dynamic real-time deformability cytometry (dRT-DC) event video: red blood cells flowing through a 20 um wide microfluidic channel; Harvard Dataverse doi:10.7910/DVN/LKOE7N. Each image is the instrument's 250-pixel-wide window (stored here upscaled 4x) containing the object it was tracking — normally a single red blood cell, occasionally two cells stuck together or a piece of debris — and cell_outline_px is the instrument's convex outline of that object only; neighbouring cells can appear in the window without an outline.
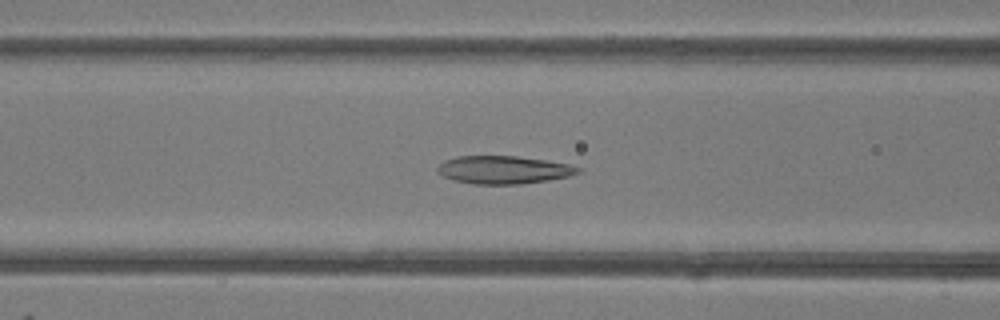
{"species": "common noctule bat (a hibernating species)", "species_latin": "Nyctalus noctula", "temperature_condition": "room temperature", "stored_images_in_passage": 48, "camera_frame_rate_fps": 3000, "um_per_image_px": 0.085, "animal": {"sex": "female"}, "frame": {"image": 1, "passage_image": 19, "time_ms": 6.0, "image_size_px": [1000, 320], "cell_outline_px": [[580, 172], [568, 176], [548, 180], [520, 184], [472, 184], [456, 180], [444, 176], [436, 172], [436, 168], [444, 160], [456, 156], [516, 156], [544, 160], [568, 164], [580, 168]], "centroid_in_image_um": [42.76, 14.43], "position_along_channel_um": 123.8, "area_um2": 22.72}}
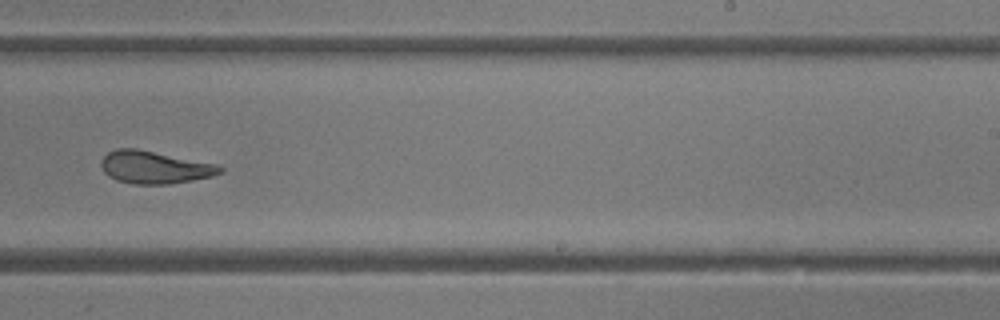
{"frame": {"image": 2, "passage_image": 30, "time_ms": 9.667, "image_size_px": [1000, 320], "cell_outline_px": [[224, 172], [212, 176], [192, 180], [168, 184], [132, 184], [116, 180], [108, 176], [104, 172], [100, 164], [100, 160], [108, 152], [116, 148], [136, 148], [220, 164], [224, 168]], "centroid_in_image_um": [13.16, 14.21], "position_along_channel_um": 275.8, "area_um2": 22.89}}
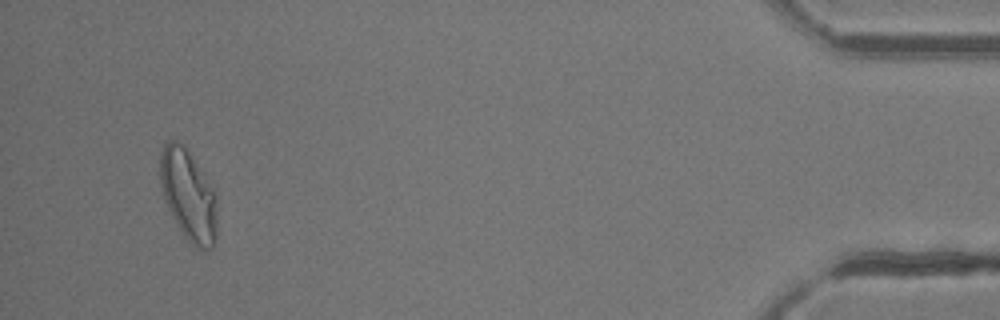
{"frame": {"image": 3, "passage_image": 46, "time_ms": 15.0, "image_size_px": [1000, 320], "cell_outline_px": [[216, 236], [212, 248], [204, 252], [196, 248], [180, 232], [164, 200], [160, 184], [160, 152], [164, 144], [168, 140], [176, 140], [184, 144], [188, 148], [212, 188], [216, 196]], "centroid_in_image_um": [15.99, 16.59], "position_along_channel_um": 419.2, "area_um2": 30.58}, "authors_computed_cell_mechanics": {"area_um2": 25.1141, "velocity_mm_per_s": 4.1597, "shape_relaxation_time_tau1_ms": 6.2672, "shape_relaxation_time_tau2_ms": 2.0222, "deformation_change_tau1": 0.1845, "deformation_change_tau2": 0.0972}}